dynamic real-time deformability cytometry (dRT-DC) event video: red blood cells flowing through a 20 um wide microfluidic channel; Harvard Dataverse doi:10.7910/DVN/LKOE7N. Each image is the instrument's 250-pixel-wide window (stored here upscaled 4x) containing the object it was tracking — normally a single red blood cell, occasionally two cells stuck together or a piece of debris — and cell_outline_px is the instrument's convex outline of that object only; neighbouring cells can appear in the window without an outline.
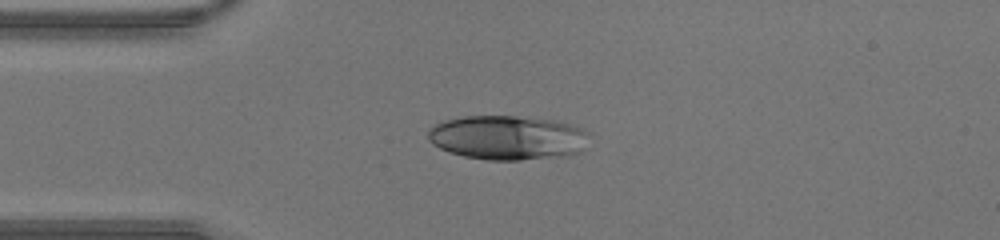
{"species": "human", "species_latin": "Homo sapiens", "temperature_condition": "warm", "stored_images_in_passage": 34, "camera_frame_rate_fps": 3000, "um_per_image_px": 0.085, "donor": {"sex": "male"}, "frame": {"image": 1, "passage_image": 1, "time_ms": 0.0, "image_size_px": [1000, 240], "cell_outline_px": [[592, 132], [580, 152], [564, 156], [520, 160], [488, 160], [464, 156], [448, 152], [432, 144], [428, 140], [428, 132], [436, 124], [444, 120], [464, 116], [516, 116], [552, 120], [568, 124]], "centroid_in_image_um": [43.14, 11.7], "position_along_channel_um": 41.9, "area_um2": 41.67}}
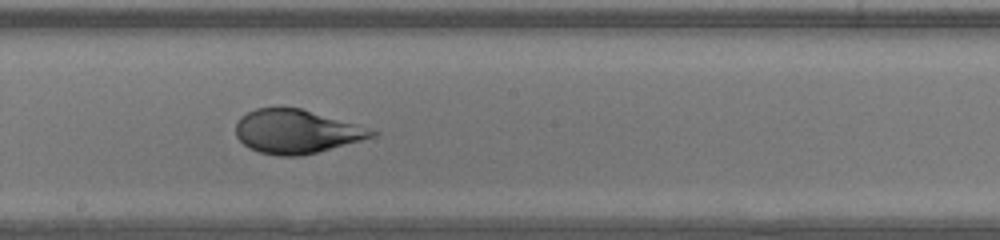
{"frame": {"image": 2, "passage_image": 14, "time_ms": 4.333, "image_size_px": [1000, 240], "cell_outline_px": [[380, 132], [376, 136], [316, 152], [300, 156], [280, 156], [260, 152], [248, 148], [236, 136], [236, 124], [240, 116], [256, 108], [300, 108]], "centroid_in_image_um": [25.14, 11.19], "position_along_channel_um": 223.1, "area_um2": 34.1}}
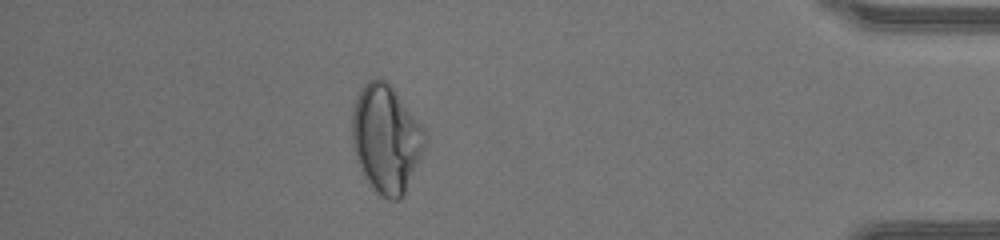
{"frame": {"image": 3, "passage_image": 29, "time_ms": 9.333, "image_size_px": [1000, 240], "cell_outline_px": [[428, 144], [404, 196], [400, 200], [388, 200], [376, 192], [372, 188], [364, 176], [356, 160], [352, 144], [352, 112], [360, 88], [368, 80], [376, 76], [380, 76], [388, 80], [392, 84], [428, 132]], "centroid_in_image_um": [32.87, 11.77], "position_along_channel_um": 402.3, "area_um2": 47.34}}